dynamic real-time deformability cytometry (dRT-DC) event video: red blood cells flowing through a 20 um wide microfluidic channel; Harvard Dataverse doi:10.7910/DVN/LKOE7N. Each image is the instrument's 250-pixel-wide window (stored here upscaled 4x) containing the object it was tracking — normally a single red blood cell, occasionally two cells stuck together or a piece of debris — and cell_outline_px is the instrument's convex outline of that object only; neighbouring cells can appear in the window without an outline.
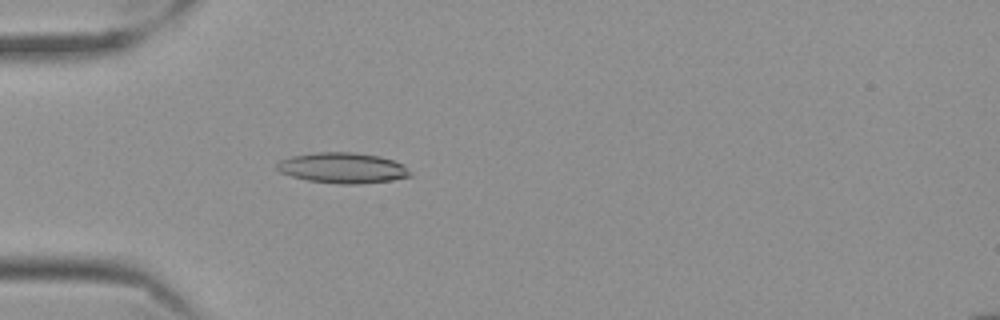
{"species": "Egyptian fruit bat (a non-hibernating species)", "species_latin": "Rousettus aegyptiacus", "temperature_condition": "cold", "stored_images_in_passage": 38, "camera_frame_rate_fps": 3000, "um_per_image_px": 0.085, "frame": {"image": 1, "passage_image": 1, "time_ms": 0.0, "image_size_px": [1000, 320], "cell_outline_px": [[412, 176], [392, 180], [360, 184], [340, 184], [308, 180], [292, 176], [280, 172], [276, 168], [276, 164], [280, 160], [292, 156], [316, 152], [352, 152], [380, 156], [392, 160], [400, 164], [412, 172]], "centroid_in_image_um": [29.12, 14.27], "position_along_channel_um": 55.9, "area_um2": 23.64}}
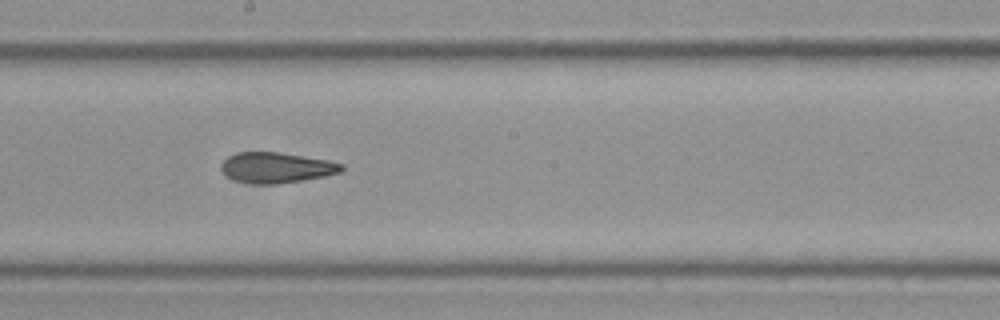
{"frame": {"image": 2, "passage_image": 16, "time_ms": 5.0, "image_size_px": [1000, 320], "cell_outline_px": [[344, 168], [340, 172], [324, 176], [304, 180], [276, 184], [252, 184], [232, 180], [220, 168], [220, 164], [228, 156], [240, 152], [280, 152], [328, 160], [344, 164]], "centroid_in_image_um": [23.48, 14.25], "position_along_channel_um": 224.7, "area_um2": 21.5}}
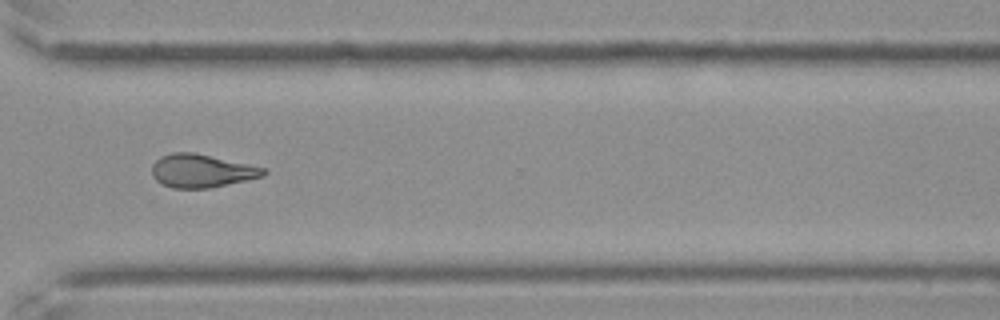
{"frame": {"image": 3, "passage_image": 27, "time_ms": 8.667, "image_size_px": [1000, 320], "cell_outline_px": [[268, 172], [264, 176], [248, 180], [212, 188], [172, 188], [160, 184], [152, 176], [152, 164], [160, 156], [172, 152], [192, 152], [248, 164], [264, 168]], "centroid_in_image_um": [17.11, 14.53], "position_along_channel_um": 353.5, "area_um2": 21.73}, "authors_computed_cell_mechanics": {"area_um2": 21.2126, "velocity_mm_per_s": 3.5153, "shape_relaxation_time_tau1_ms": null, "shape_relaxation_time_tau2_ms": 3.6835, "deformation_change_tau1": null, "deformation_change_tau2": 0.1048}}